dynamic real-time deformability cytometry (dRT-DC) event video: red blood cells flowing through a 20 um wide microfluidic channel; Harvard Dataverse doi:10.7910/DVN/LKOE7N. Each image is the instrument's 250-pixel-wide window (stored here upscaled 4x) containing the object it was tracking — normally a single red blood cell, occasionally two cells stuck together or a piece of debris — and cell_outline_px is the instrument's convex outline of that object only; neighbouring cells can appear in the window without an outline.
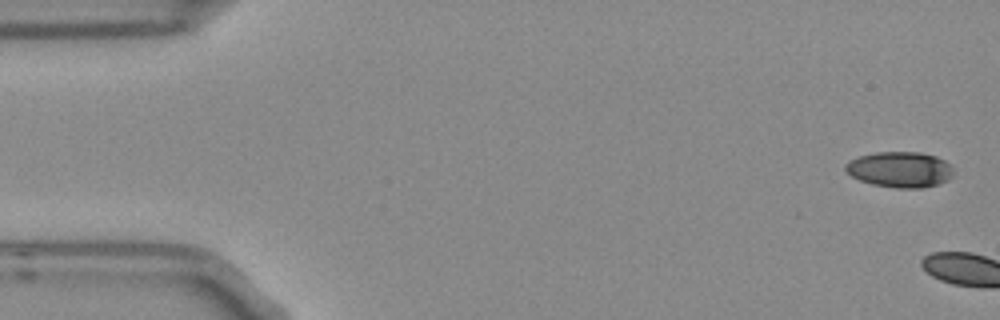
{"species": "Egyptian fruit bat (a non-hibernating species)", "species_latin": "Rousettus aegyptiacus", "temperature_condition": "room temperature", "stored_images_in_passage": 2, "camera_frame_rate_fps": 3000, "um_per_image_px": 0.085, "frame": {"image": 1, "passage_image": 1, "time_ms": 0.0, "image_size_px": [1000, 320], "cell_outline_px": [[952, 176], [948, 180], [936, 184], [920, 188], [896, 188], [872, 184], [860, 180], [852, 176], [844, 168], [844, 164], [848, 160], [860, 156], [876, 152], [920, 152], [936, 156], [944, 160], [952, 168]], "centroid_in_image_um": [76.47, 14.4], "position_along_channel_um": 8.5, "area_um2": 22.37}}